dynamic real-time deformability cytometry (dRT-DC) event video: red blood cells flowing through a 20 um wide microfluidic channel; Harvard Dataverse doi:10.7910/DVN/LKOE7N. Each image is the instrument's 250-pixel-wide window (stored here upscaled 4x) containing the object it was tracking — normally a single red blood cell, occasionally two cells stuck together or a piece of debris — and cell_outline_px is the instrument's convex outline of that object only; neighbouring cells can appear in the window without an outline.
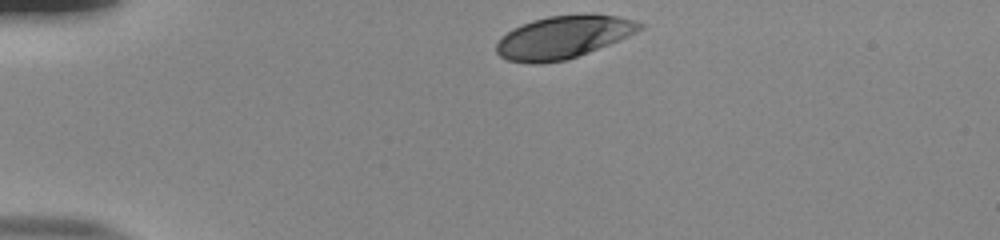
{"species": "human", "species_latin": "Homo sapiens", "temperature_condition": "room temperature", "stored_images_in_passage": 35, "camera_frame_rate_fps": 3000, "um_per_image_px": 0.085, "donor": {"sex": "male"}, "frame": {"image": 1, "passage_image": 1, "time_ms": 0.0, "image_size_px": [1000, 240], "cell_outline_px": [[644, 28], [628, 36], [588, 52], [564, 60], [540, 64], [532, 64], [508, 60], [500, 56], [496, 52], [496, 44], [500, 36], [512, 28], [532, 20], [548, 16], [616, 16], [632, 20], [644, 24]], "centroid_in_image_um": [47.8, 3.18], "position_along_channel_um": 37.2, "area_um2": 34.91}}
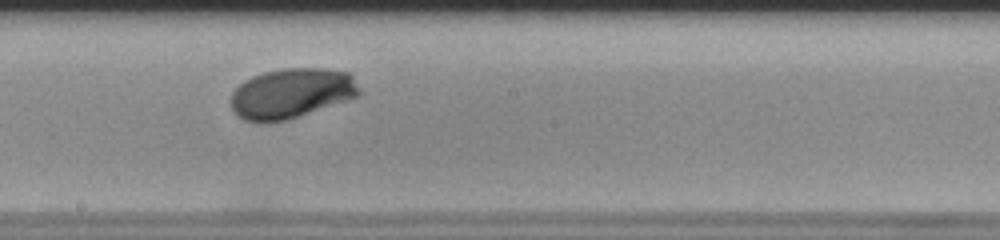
{"frame": {"image": 2, "passage_image": 20, "time_ms": 6.333, "image_size_px": [1000, 240], "cell_outline_px": [[360, 92], [356, 96], [348, 100], [288, 120], [264, 124], [260, 124], [244, 120], [232, 112], [232, 92], [244, 80], [252, 76], [264, 72], [280, 68], [324, 68], [348, 72], [352, 76]], "centroid_in_image_um": [24.73, 7.95], "position_along_channel_um": 223.5, "area_um2": 37.74}}
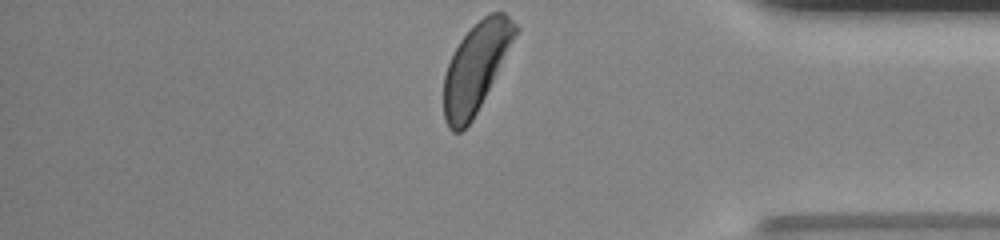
{"frame": {"image": 3, "passage_image": 35, "time_ms": 11.333, "image_size_px": [1000, 240], "cell_outline_px": [[520, 28], [472, 120], [460, 132], [452, 132], [448, 128], [444, 120], [444, 76], [448, 64], [460, 40], [488, 12], [504, 12]], "centroid_in_image_um": [40.44, 5.73], "position_along_channel_um": 394.8, "area_um2": 36.07}, "authors_computed_cell_mechanics": {"area_um2": 37.2232, "velocity_mm_per_s": 3.8011, "shape_relaxation_time_tau1_ms": 2.9862, "shape_relaxation_time_tau2_ms": null, "deformation_change_tau1": 0.1711, "deformation_change_tau2": null}}